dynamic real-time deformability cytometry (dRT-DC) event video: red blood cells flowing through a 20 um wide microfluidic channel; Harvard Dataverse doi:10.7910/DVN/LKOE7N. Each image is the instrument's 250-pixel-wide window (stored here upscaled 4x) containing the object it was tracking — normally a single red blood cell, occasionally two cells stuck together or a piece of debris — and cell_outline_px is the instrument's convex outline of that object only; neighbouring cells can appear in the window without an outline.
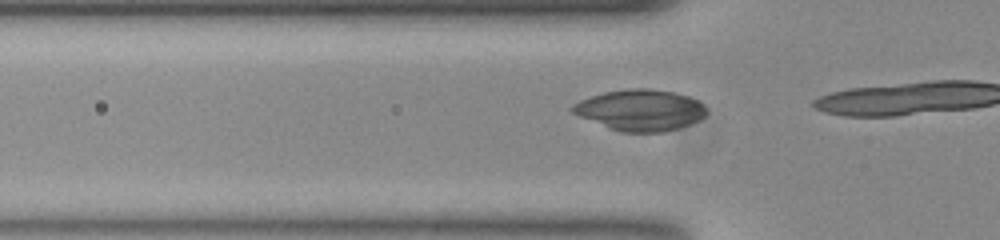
{"species": "common noctule bat (a hibernating species)", "species_latin": "Nyctalus noctula", "temperature_condition": "room temperature", "stored_images_in_passage": 6, "camera_frame_rate_fps": 3000, "um_per_image_px": 0.085, "animal": {"sex": "female", "body_mass_g": 23.0, "forearm_length_mm": 53.4}, "frame": {"image": 1, "passage_image": 3, "time_ms": 0.667, "image_size_px": [1000, 240], "cell_outline_px": [[708, 112], [700, 120], [680, 128], [664, 132], [620, 132], [608, 128], [580, 116], [572, 112], [572, 104], [580, 100], [604, 92], [628, 88], [648, 88], [676, 92], [688, 96], [696, 100]], "centroid_in_image_um": [54.43, 9.36], "position_along_channel_um": 71.4, "area_um2": 32.08}}